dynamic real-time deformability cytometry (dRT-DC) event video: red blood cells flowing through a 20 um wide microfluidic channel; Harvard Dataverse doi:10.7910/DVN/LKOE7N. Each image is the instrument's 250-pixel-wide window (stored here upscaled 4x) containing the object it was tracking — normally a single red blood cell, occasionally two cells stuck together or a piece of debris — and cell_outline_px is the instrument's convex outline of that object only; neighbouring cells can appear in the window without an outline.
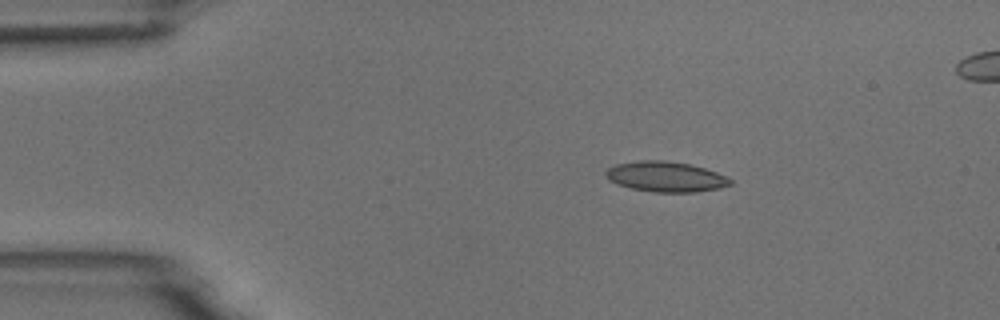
{"species": "common noctule bat (a hibernating species)", "species_latin": "Nyctalus noctula", "temperature_condition": "room temperature", "stored_images_in_passage": 4, "camera_frame_rate_fps": 3000, "um_per_image_px": 0.085, "animal": {"sex": "male", "body_mass_g": 18.8}, "frame": {"image": 1, "passage_image": 1, "time_ms": 0.0, "image_size_px": [1000, 320], "cell_outline_px": [[732, 184], [720, 188], [696, 192], [652, 192], [632, 188], [608, 180], [604, 172], [608, 168], [616, 164], [640, 160], [664, 160], [688, 164], [704, 168], [716, 172], [732, 180]], "centroid_in_image_um": [56.58, 15.02], "position_along_channel_um": 28.4, "area_um2": 21.85}}